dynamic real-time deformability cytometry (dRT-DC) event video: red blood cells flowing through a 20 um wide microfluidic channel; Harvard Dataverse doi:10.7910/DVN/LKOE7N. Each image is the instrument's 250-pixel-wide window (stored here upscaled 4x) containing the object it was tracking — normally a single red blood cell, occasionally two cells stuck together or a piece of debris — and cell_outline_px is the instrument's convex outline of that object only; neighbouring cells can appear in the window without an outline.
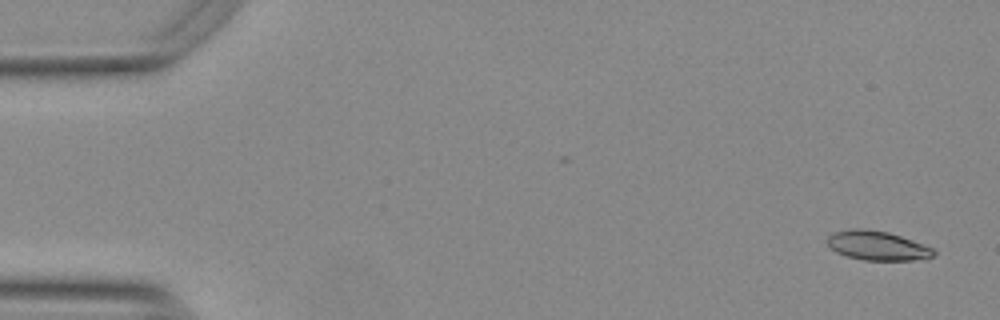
{"species": "Egyptian fruit bat (a non-hibernating species)", "species_latin": "Rousettus aegyptiacus", "temperature_condition": "warm", "stored_images_in_passage": 14, "camera_frame_rate_fps": 3000, "um_per_image_px": 0.085, "animal": {"sex": "female"}, "frame": {"image": 1, "passage_image": 3, "time_ms": 0.667, "image_size_px": [1000, 320], "cell_outline_px": [[936, 256], [912, 260], [864, 260], [848, 256], [836, 252], [828, 244], [828, 236], [832, 232], [852, 228], [860, 228], [888, 232], [912, 240], [932, 248], [936, 252]], "centroid_in_image_um": [74.57, 20.87], "position_along_channel_um": 10.4, "area_um2": 17.98}}